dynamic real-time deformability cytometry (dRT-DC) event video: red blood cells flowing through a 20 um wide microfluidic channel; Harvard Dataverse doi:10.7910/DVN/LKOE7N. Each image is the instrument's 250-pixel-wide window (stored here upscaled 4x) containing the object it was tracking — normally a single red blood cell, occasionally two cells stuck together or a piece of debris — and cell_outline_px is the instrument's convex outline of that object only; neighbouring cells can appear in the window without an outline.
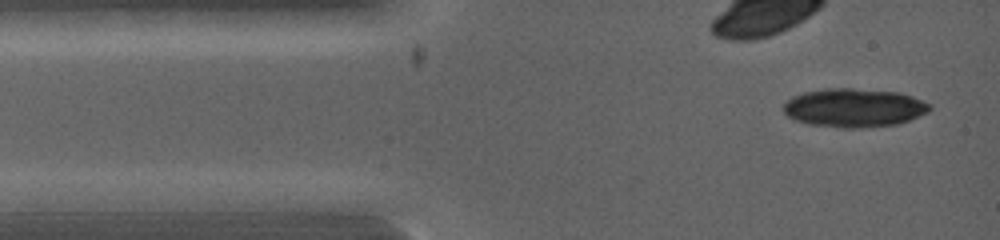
{"species": "common noctule bat (a hibernating species)", "species_latin": "Nyctalus noctula", "temperature_condition": "warm", "stored_images_in_passage": 4, "camera_frame_rate_fps": 5000, "um_per_image_px": 0.085, "animal": {"sex": "female", "body_mass_g": 19.0, "forearm_length_mm": 53.3}, "frame": {"image": 1, "passage_image": 1, "time_ms": 0.0, "image_size_px": [1000, 240], "cell_outline_px": [[932, 108], [928, 112], [908, 120], [896, 124], [856, 128], [840, 128], [808, 124], [796, 120], [788, 116], [784, 112], [784, 104], [792, 96], [804, 92], [828, 88], [852, 88], [900, 92], [912, 96], [932, 104]], "centroid_in_image_um": [72.61, 9.15], "position_along_channel_um": 12.4, "area_um2": 32.95}}